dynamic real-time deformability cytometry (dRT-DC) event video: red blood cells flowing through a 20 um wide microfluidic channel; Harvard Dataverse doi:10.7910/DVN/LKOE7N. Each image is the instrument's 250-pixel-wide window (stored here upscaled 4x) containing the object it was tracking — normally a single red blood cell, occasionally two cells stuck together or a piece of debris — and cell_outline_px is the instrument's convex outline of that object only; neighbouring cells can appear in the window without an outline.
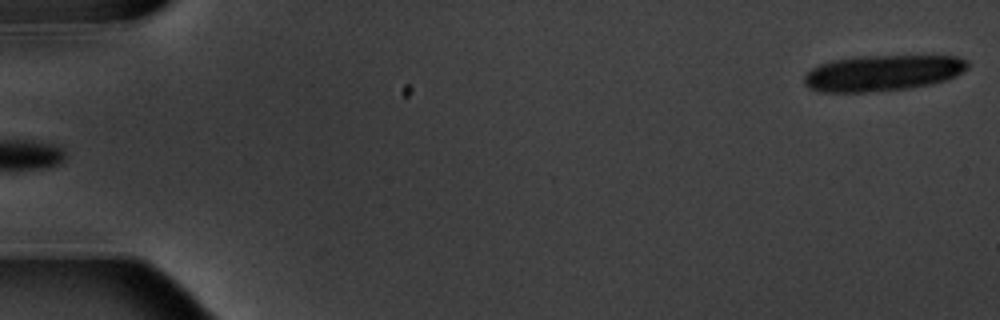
{"species": "common noctule bat (a hibernating species)", "species_latin": "Nyctalus noctula", "temperature_condition": "warm", "stored_images_in_passage": 6, "camera_frame_rate_fps": 3000, "um_per_image_px": 0.085, "animal": {"sex": "male", "body_mass_g": 20.1, "forearm_length_mm": 53.5}, "frame": {"image": 1, "passage_image": 6, "time_ms": 5.667, "image_size_px": [1000, 320], "cell_outline_px": [[968, 68], [956, 76], [944, 80], [928, 84], [908, 88], [864, 92], [820, 92], [808, 88], [804, 84], [804, 76], [812, 68], [820, 64], [832, 60], [860, 56], [956, 56], [968, 60]], "centroid_in_image_um": [74.99, 6.2], "position_along_channel_um": 10.0, "area_um2": 34.1}}